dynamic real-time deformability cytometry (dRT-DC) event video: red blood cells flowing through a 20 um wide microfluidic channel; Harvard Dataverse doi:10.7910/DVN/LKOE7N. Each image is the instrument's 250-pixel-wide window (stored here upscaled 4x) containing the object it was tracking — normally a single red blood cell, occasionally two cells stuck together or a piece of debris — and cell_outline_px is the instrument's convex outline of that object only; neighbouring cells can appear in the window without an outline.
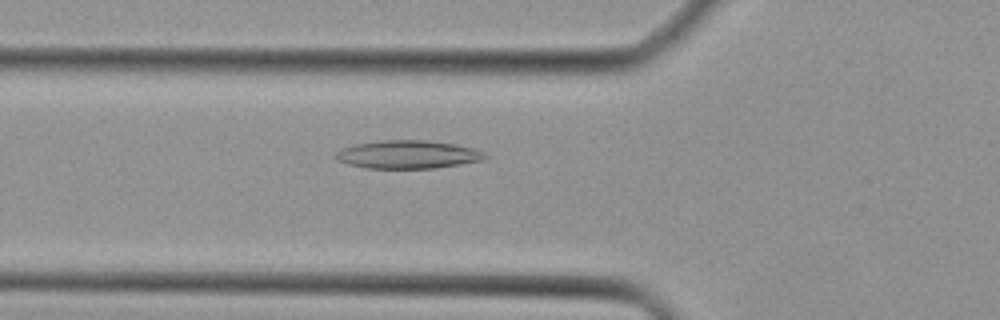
{"species": "Egyptian fruit bat (a non-hibernating species)", "species_latin": "Rousettus aegyptiacus", "temperature_condition": "cold", "stored_images_in_passage": 32, "camera_frame_rate_fps": 3000, "um_per_image_px": 0.085, "animal": {"sex": "female"}, "frame": {"image": 1, "passage_image": 4, "time_ms": 1.0, "image_size_px": [1000, 320], "cell_outline_px": [[488, 156], [480, 160], [460, 164], [436, 168], [364, 168], [348, 164], [336, 160], [332, 156], [340, 148], [356, 144], [380, 140], [428, 140], [456, 144], [472, 148], [484, 152]], "centroid_in_image_um": [34.6, 13.13], "position_along_channel_um": 91.2, "area_um2": 24.62}}
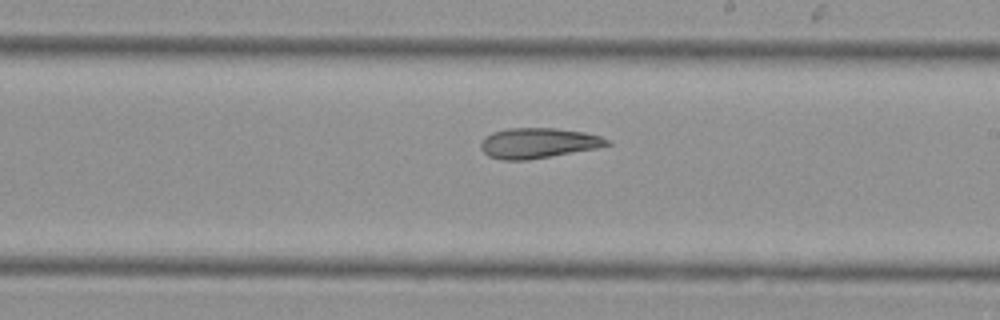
{"frame": {"image": 2, "passage_image": 14, "time_ms": 4.333, "image_size_px": [1000, 320], "cell_outline_px": [[612, 144], [596, 148], [552, 156], [528, 160], [504, 160], [488, 156], [480, 148], [480, 140], [484, 136], [492, 132], [508, 128], [556, 128], [584, 132], [600, 136], [608, 140]], "centroid_in_image_um": [45.7, 12.16], "position_along_channel_um": 243.3, "area_um2": 22.37}}
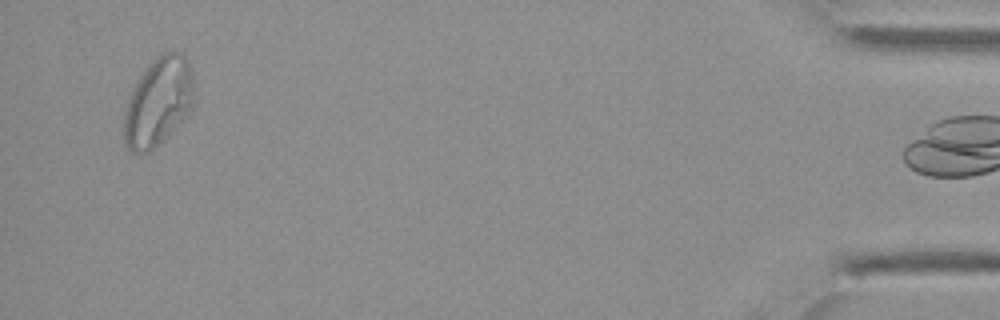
{"frame": {"image": 3, "passage_image": 31, "time_ms": 10.0, "image_size_px": [1000, 320], "cell_outline_px": [[192, 108], [188, 116], [148, 152], [132, 152], [124, 144], [124, 112], [128, 96], [132, 88], [148, 64], [164, 52], [180, 52], [188, 60], [192, 76]], "centroid_in_image_um": [13.43, 8.65], "position_along_channel_um": 421.8, "area_um2": 35.72}}